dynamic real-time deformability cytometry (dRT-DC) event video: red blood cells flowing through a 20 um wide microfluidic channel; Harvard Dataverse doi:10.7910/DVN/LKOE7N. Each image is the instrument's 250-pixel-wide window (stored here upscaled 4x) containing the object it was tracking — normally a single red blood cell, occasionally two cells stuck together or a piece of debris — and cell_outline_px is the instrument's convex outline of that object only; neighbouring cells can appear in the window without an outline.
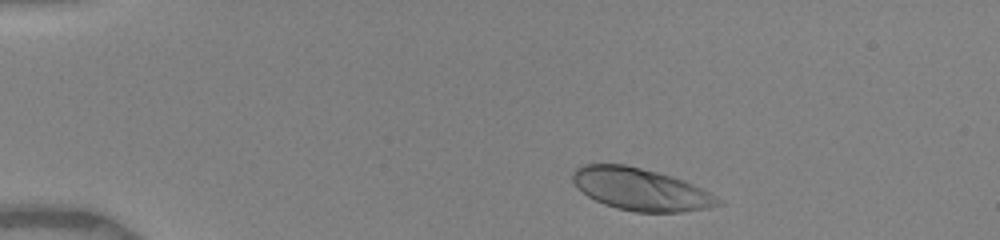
{"species": "human", "species_latin": "Homo sapiens", "temperature_condition": "warm", "stored_images_in_passage": 5, "camera_frame_rate_fps": 3000, "um_per_image_px": 0.085, "donor": {"sex": "female"}, "frame": {"image": 1, "passage_image": 2, "time_ms": 0.667, "image_size_px": [1000, 240], "cell_outline_px": [[724, 204], [708, 208], [680, 212], [636, 212], [616, 208], [604, 204], [588, 196], [572, 180], [572, 176], [576, 168], [584, 164], [624, 164], [672, 176], [684, 180], [724, 200]], "centroid_in_image_um": [54.49, 16.1], "position_along_channel_um": 30.5, "area_um2": 35.49}}